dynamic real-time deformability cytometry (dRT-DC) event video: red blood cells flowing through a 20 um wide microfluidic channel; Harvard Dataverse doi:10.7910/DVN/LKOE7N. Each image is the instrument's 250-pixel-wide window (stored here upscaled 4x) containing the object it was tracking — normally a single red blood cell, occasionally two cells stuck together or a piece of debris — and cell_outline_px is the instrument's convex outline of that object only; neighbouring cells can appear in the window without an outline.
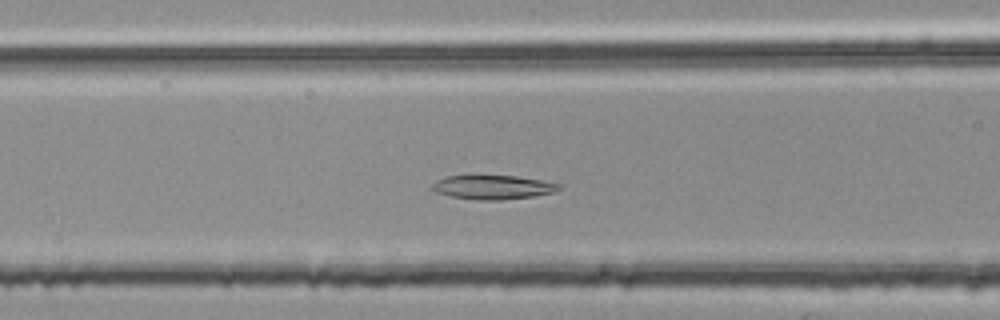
{"species": "common noctule bat (a hibernating species)", "species_latin": "Nyctalus noctula", "temperature_condition": "room temperature", "stored_images_in_passage": 46, "camera_frame_rate_fps": 3000, "um_per_image_px": 0.085, "animal": {"sex": "female", "body_mass_g": 25.1}, "frame": {"image": 1, "passage_image": 17, "time_ms": 5.333, "image_size_px": [1000, 320], "cell_outline_px": [[564, 188], [552, 192], [532, 196], [500, 200], [476, 200], [452, 196], [436, 192], [428, 188], [436, 180], [448, 176], [516, 176], [564, 184]], "centroid_in_image_um": [41.91, 15.91], "position_along_channel_um": 124.7, "area_um2": 17.74}}
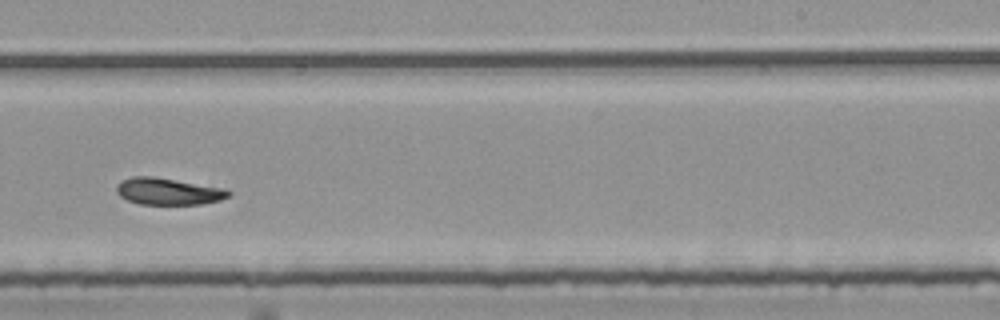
{"frame": {"image": 2, "passage_image": 29, "time_ms": 9.333, "image_size_px": [1000, 320], "cell_outline_px": [[232, 196], [220, 200], [200, 204], [140, 204], [128, 200], [120, 196], [116, 192], [116, 184], [120, 180], [132, 176], [152, 176], [228, 188], [232, 192]], "centroid_in_image_um": [14.33, 16.25], "position_along_channel_um": 274.7, "area_um2": 17.8}}
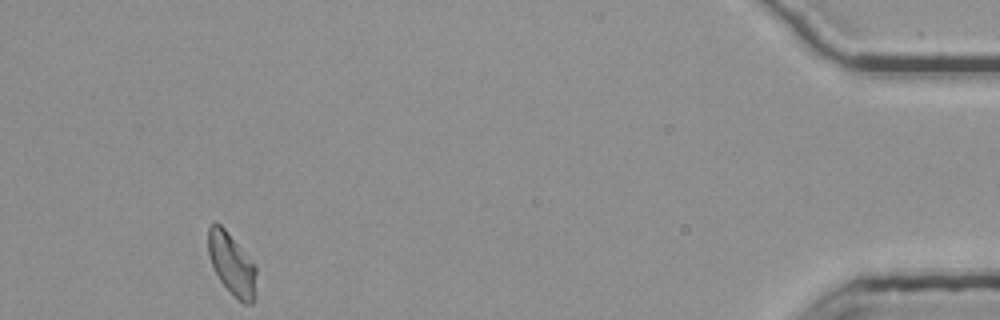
{"frame": {"image": 3, "passage_image": 46, "time_ms": 15.0, "image_size_px": [1000, 320], "cell_outline_px": [[256, 272], [252, 304], [244, 304], [220, 280], [208, 256], [208, 228], [212, 224], [220, 224], [224, 228], [256, 264]], "centroid_in_image_um": [19.7, 22.4], "position_along_channel_um": 415.5, "area_um2": 16.88}, "authors_computed_cell_mechanics": {"area_um2": 17.7735, "velocity_mm_per_s": 3.7588, "shape_relaxation_time_tau1_ms": null, "shape_relaxation_time_tau2_ms": 7.8377, "deformation_change_tau1": null, "deformation_change_tau2": 0.1226}}